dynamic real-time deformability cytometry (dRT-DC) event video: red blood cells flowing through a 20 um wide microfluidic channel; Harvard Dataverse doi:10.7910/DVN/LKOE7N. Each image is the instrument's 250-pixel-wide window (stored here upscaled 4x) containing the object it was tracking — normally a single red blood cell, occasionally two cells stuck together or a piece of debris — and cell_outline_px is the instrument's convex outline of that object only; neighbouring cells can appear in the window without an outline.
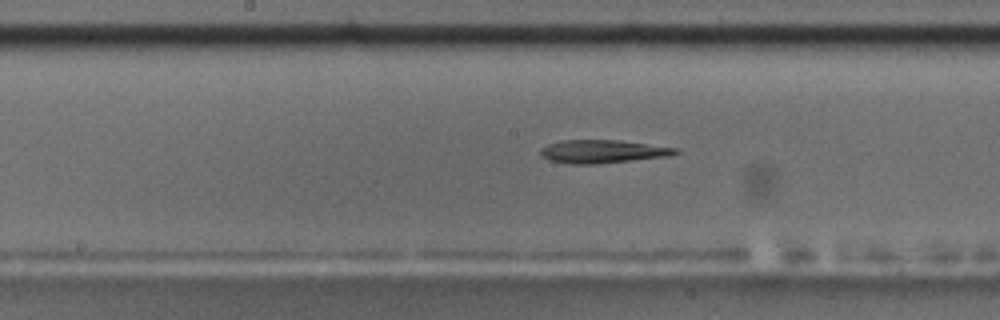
{"species": "common noctule bat (a hibernating species)", "species_latin": "Nyctalus noctula", "temperature_condition": "room temperature", "stored_images_in_passage": 37, "camera_frame_rate_fps": 3000, "um_per_image_px": 0.085, "animal": {"sex": "male", "body_mass_g": 17.5, "forearm_length_mm": 52.3}, "frame": {"image": 1, "passage_image": 11, "time_ms": 3.333, "image_size_px": [1000, 320], "cell_outline_px": [[680, 152], [668, 156], [596, 164], [568, 164], [552, 160], [544, 156], [540, 152], [540, 148], [548, 144], [564, 140], [620, 140], [680, 148]], "centroid_in_image_um": [51.27, 12.87], "position_along_channel_um": 196.9, "area_um2": 18.15}}
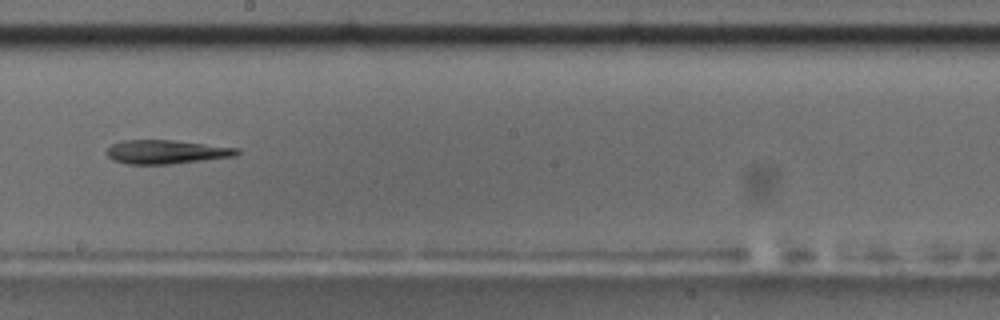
{"frame": {"image": 2, "passage_image": 14, "time_ms": 4.333, "image_size_px": [1000, 320], "cell_outline_px": [[240, 152], [236, 156], [168, 164], [128, 164], [112, 160], [104, 152], [112, 144], [124, 140], [172, 140], [240, 148]], "centroid_in_image_um": [14.11, 12.91], "position_along_channel_um": 234.1, "area_um2": 18.03}}
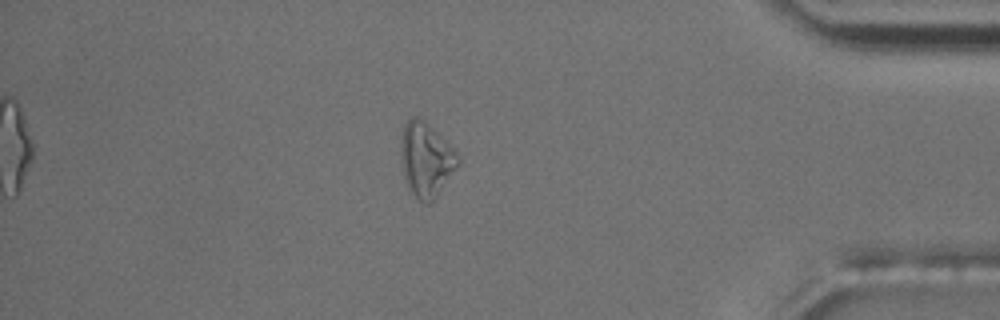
{"frame": {"image": 3, "passage_image": 30, "time_ms": 9.667, "image_size_px": [1000, 320], "cell_outline_px": [[460, 164], [436, 196], [428, 204], [424, 204], [408, 188], [404, 176], [400, 160], [400, 136], [404, 124], [412, 116], [420, 116], [456, 152], [460, 160]], "centroid_in_image_um": [36.18, 13.54], "position_along_channel_um": 399.0, "area_um2": 24.68}}